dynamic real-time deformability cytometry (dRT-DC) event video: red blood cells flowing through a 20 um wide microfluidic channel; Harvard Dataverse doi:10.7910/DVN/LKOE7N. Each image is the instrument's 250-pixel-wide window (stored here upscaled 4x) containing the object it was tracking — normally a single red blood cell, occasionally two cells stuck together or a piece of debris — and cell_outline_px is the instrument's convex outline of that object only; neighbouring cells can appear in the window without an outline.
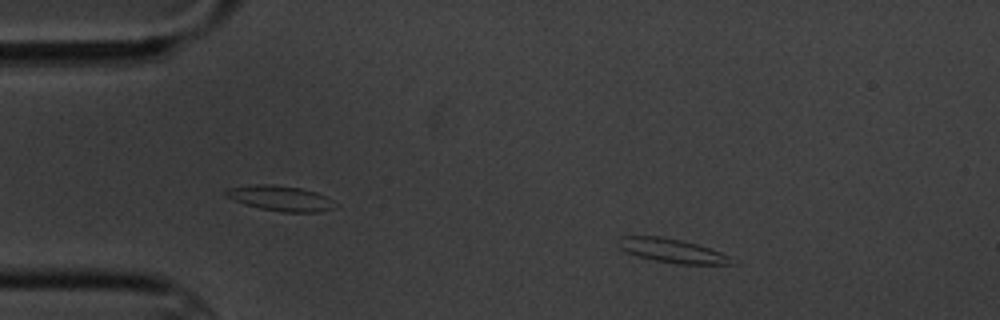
{"species": "common noctule bat (a hibernating species)", "species_latin": "Nyctalus noctula", "temperature_condition": "cold", "stored_images_in_passage": 4, "camera_frame_rate_fps": 3000, "um_per_image_px": 0.085, "animal": {"sex": "male", "body_mass_g": 20.1, "forearm_length_mm": 53.5}, "frame": {"image": 1, "passage_image": 3, "time_ms": 2.333, "image_size_px": [1000, 320], "cell_outline_px": [[732, 264], [676, 264], [636, 256], [620, 248], [616, 244], [616, 240], [620, 236], [660, 236], [684, 240], [732, 256]], "centroid_in_image_um": [57.08, 21.29], "position_along_channel_um": 27.9, "area_um2": 15.84}}